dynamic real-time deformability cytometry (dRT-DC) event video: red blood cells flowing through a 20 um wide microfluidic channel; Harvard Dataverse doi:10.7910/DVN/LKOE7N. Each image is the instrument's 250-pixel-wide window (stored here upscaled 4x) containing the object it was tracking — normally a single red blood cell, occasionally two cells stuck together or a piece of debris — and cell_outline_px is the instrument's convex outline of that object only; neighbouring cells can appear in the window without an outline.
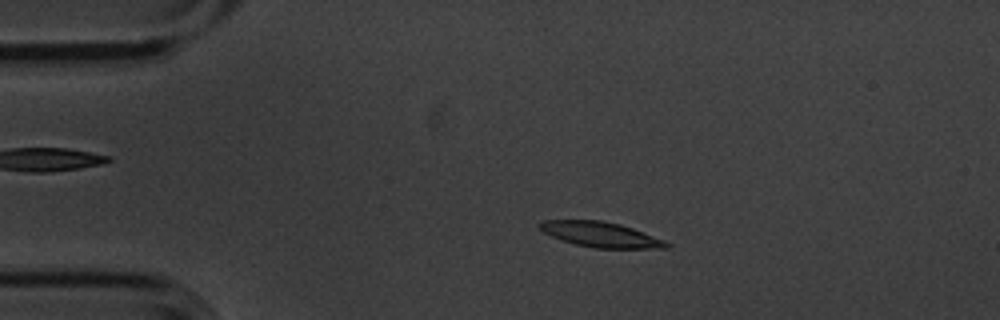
{"species": "common noctule bat (a hibernating species)", "species_latin": "Nyctalus noctula", "temperature_condition": "cold", "stored_images_in_passage": 5, "camera_frame_rate_fps": 3000, "um_per_image_px": 0.085, "animal": {"sex": "male", "body_mass_g": 20.1, "forearm_length_mm": 53.5}, "frame": {"image": 1, "passage_image": 3, "time_ms": 0.667, "image_size_px": [1000, 320], "cell_outline_px": [[672, 244], [668, 248], [596, 248], [576, 244], [560, 240], [544, 232], [536, 224], [540, 220], [600, 220], [620, 224], [632, 228], [664, 240]], "centroid_in_image_um": [51.04, 19.93], "position_along_channel_um": 34.0, "area_um2": 18.55}}
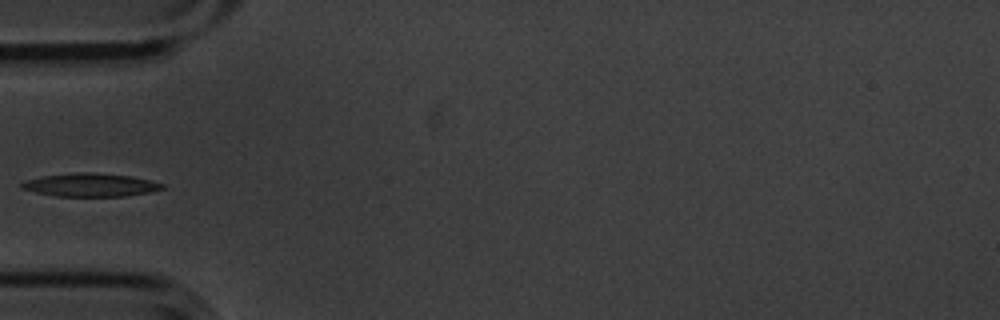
{"frame": {"image": 2, "passage_image": 4, "time_ms": 1.0, "image_size_px": [1000, 320], "cell_outline_px": [[164, 188], [148, 192], [124, 196], [56, 196], [36, 192], [20, 188], [20, 184], [28, 180], [40, 176], [80, 172], [96, 172], [132, 176], [164, 184]], "centroid_in_image_um": [7.67, 15.71], "position_along_channel_um": 77.3, "area_um2": 18.9}}
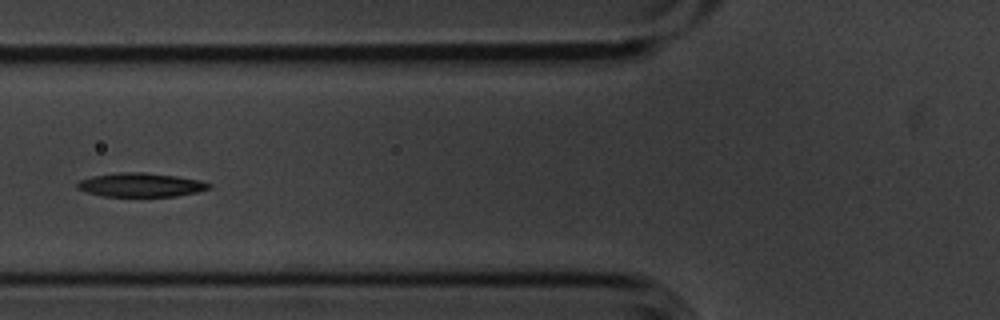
{"frame": {"image": 3, "passage_image": 5, "time_ms": 1.333, "image_size_px": [1000, 320], "cell_outline_px": [[212, 188], [196, 192], [176, 196], [100, 196], [84, 192], [76, 188], [76, 184], [80, 180], [92, 176], [116, 172], [144, 172], [176, 176], [200, 180], [212, 184]], "centroid_in_image_um": [11.93, 15.71], "position_along_channel_um": 113.9, "area_um2": 18.5}}